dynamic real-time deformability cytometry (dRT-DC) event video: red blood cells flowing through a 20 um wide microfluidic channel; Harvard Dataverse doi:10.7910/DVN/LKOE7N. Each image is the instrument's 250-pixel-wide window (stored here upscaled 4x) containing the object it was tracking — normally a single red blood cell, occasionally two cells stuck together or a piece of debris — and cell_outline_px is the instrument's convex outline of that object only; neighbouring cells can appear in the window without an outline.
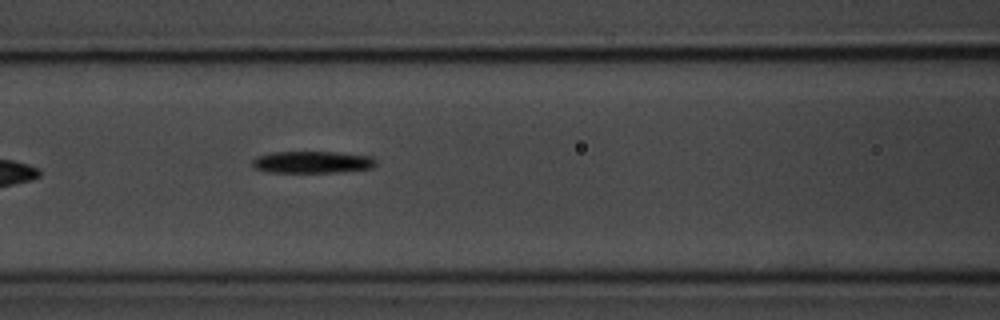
{"species": "common noctule bat (a hibernating species)", "species_latin": "Nyctalus noctula", "temperature_condition": "room temperature", "stored_images_in_passage": 6, "camera_frame_rate_fps": 3000, "um_per_image_px": 0.085, "animal": {"sex": "male", "body_mass_g": 20.1, "forearm_length_mm": 53.5}, "frame": {"image": 1, "passage_image": 6, "time_ms": 7.0, "image_size_px": [1000, 320], "cell_outline_px": [[376, 164], [372, 168], [336, 172], [268, 172], [252, 168], [252, 160], [256, 156], [272, 152], [336, 152], [372, 156], [376, 160]], "centroid_in_image_um": [26.51, 13.78], "position_along_channel_um": 140.1, "area_um2": 15.9}}